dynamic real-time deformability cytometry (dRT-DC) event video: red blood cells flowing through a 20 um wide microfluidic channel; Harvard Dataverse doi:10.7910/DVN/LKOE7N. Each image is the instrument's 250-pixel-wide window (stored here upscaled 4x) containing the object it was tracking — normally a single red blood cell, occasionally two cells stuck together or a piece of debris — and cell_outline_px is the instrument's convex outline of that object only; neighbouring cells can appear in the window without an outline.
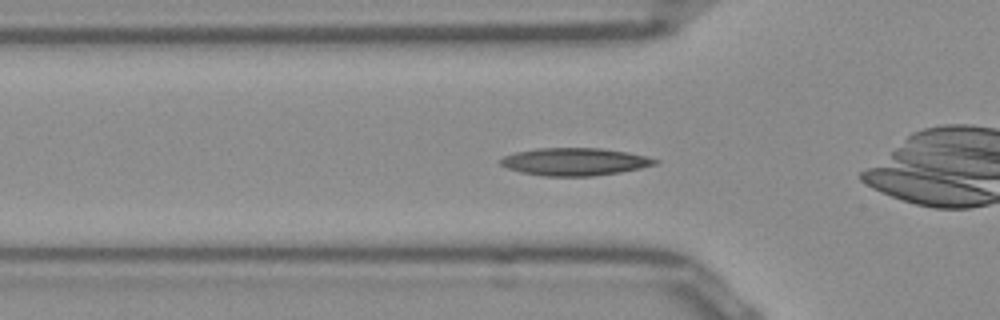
{"species": "Egyptian fruit bat (a non-hibernating species)", "species_latin": "Rousettus aegyptiacus", "temperature_condition": "room temperature", "stored_images_in_passage": 43, "camera_frame_rate_fps": 3000, "um_per_image_px": 0.085, "frame": {"image": 1, "passage_image": 7, "time_ms": 2.0, "image_size_px": [1000, 320], "cell_outline_px": [[660, 160], [656, 164], [640, 168], [620, 172], [592, 176], [544, 176], [520, 172], [508, 168], [500, 164], [500, 160], [504, 156], [516, 152], [536, 148], [600, 148], [628, 152]], "centroid_in_image_um": [48.84, 13.74], "position_along_channel_um": 77.0, "area_um2": 24.74}}
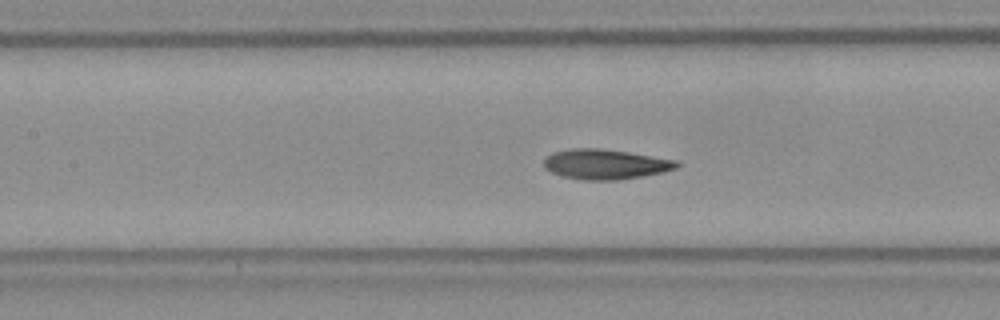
{"frame": {"image": 2, "passage_image": 13, "time_ms": 4.0, "image_size_px": [1000, 320], "cell_outline_px": [[680, 164], [676, 168], [660, 172], [640, 176], [616, 180], [584, 180], [560, 176], [544, 168], [544, 160], [552, 152], [568, 148], [600, 148], [628, 152], [676, 160]], "centroid_in_image_um": [51.4, 13.95], "position_along_channel_um": 156.0, "area_um2": 23.12}}
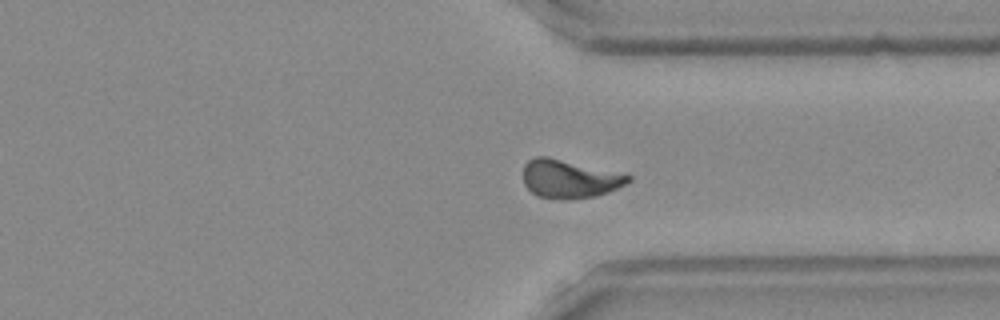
{"frame": {"image": 3, "passage_image": 29, "time_ms": 9.333, "image_size_px": [1000, 320], "cell_outline_px": [[632, 180], [608, 192], [596, 196], [564, 200], [556, 200], [536, 196], [524, 184], [524, 164], [528, 160], [536, 156], [548, 156], [632, 176]], "centroid_in_image_um": [48.36, 15.22], "position_along_channel_um": 363.0, "area_um2": 23.41}, "authors_computed_cell_mechanics": {"area_um2": 22.8888, "velocity_mm_per_s": 3.8875, "shape_relaxation_time_tau1_ms": 9.8075, "shape_relaxation_time_tau2_ms": 2.9708, "deformation_change_tau1": 0.2377, "deformation_change_tau2": 0.0815}}